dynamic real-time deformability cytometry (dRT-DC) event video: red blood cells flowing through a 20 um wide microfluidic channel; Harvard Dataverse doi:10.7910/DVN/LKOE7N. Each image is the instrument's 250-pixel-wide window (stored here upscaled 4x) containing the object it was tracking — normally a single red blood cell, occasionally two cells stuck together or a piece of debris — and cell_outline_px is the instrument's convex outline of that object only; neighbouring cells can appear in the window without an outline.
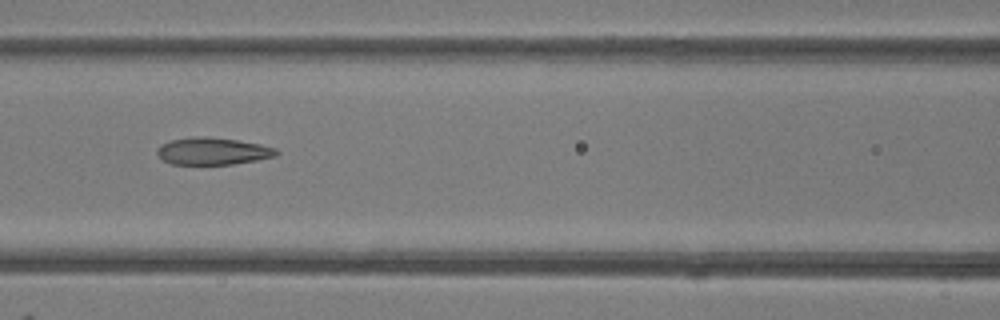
{"species": "common noctule bat (a hibernating species)", "species_latin": "Nyctalus noctula", "temperature_condition": "room temperature", "stored_images_in_passage": 7, "camera_frame_rate_fps": 3000, "um_per_image_px": 0.085, "animal": {"sex": "female"}, "frame": {"image": 1, "passage_image": 7, "time_ms": 7.667, "image_size_px": [1000, 320], "cell_outline_px": [[280, 152], [276, 156], [256, 160], [232, 164], [172, 164], [164, 160], [156, 152], [156, 148], [160, 144], [172, 140], [192, 136], [204, 136], [236, 140], [260, 144], [276, 148]], "centroid_in_image_um": [18.08, 12.84], "position_along_channel_um": 148.5, "area_um2": 18.84}}